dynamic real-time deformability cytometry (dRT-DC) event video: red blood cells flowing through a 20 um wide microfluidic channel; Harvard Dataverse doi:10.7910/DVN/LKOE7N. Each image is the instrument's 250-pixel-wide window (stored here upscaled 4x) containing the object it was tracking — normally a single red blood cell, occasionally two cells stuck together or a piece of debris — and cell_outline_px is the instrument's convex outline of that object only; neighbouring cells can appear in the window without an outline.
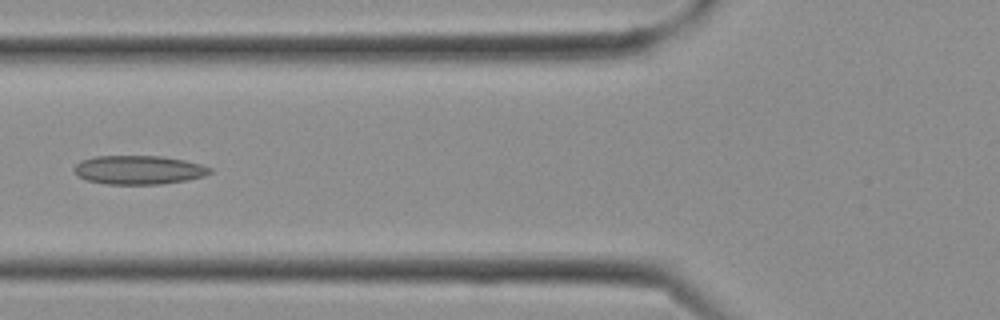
{"species": "Egyptian fruit bat (a non-hibernating species)", "species_latin": "Rousettus aegyptiacus", "temperature_condition": "cold", "stored_images_in_passage": 7, "camera_frame_rate_fps": 3000, "um_per_image_px": 0.085, "frame": {"image": 1, "passage_image": 6, "time_ms": 1.667, "image_size_px": [1000, 320], "cell_outline_px": [[212, 172], [204, 176], [188, 180], [160, 184], [108, 184], [88, 180], [76, 176], [76, 164], [80, 160], [96, 156], [160, 156], [184, 160], [200, 164], [212, 168]], "centroid_in_image_um": [11.81, 14.44], "position_along_channel_um": 114.0, "area_um2": 22.72}}